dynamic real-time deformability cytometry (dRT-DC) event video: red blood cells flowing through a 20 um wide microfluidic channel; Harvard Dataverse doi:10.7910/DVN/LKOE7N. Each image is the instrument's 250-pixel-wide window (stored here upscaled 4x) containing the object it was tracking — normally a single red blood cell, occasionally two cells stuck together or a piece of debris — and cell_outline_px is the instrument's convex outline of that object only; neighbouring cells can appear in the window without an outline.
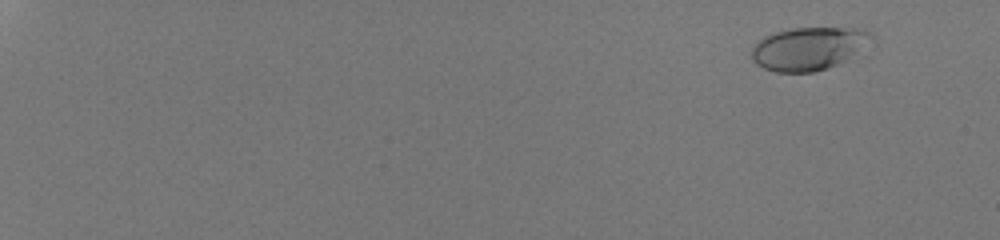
{"species": "human", "species_latin": "Homo sapiens", "temperature_condition": "room temperature", "stored_images_in_passage": 55, "camera_frame_rate_fps": 3000, "um_per_image_px": 0.085, "donor": {"sex": "male"}, "frame": {"image": 1, "passage_image": 6, "time_ms": 1.667, "image_size_px": [1000, 240], "cell_outline_px": [[876, 36], [836, 64], [828, 68], [812, 72], [776, 72], [764, 68], [756, 64], [752, 60], [752, 48], [764, 36], [776, 32], [792, 28], [864, 28], [872, 32]], "centroid_in_image_um": [68.68, 4.11], "position_along_channel_um": 16.3, "area_um2": 29.42}}
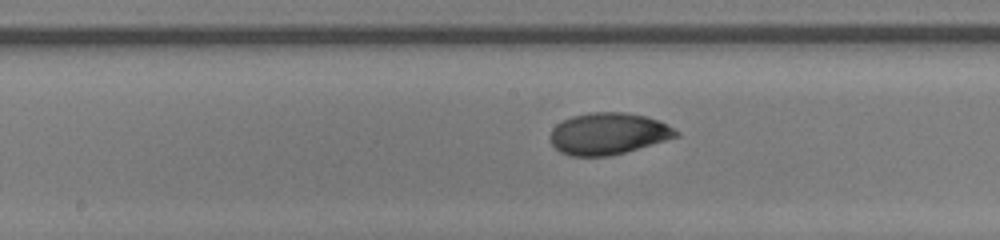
{"frame": {"image": 2, "passage_image": 35, "time_ms": 11.333, "image_size_px": [1000, 240], "cell_outline_px": [[680, 136], [624, 152], [608, 156], [572, 156], [560, 152], [552, 144], [548, 136], [552, 128], [556, 124], [572, 116], [592, 112], [624, 112], [644, 116], [660, 120], [680, 132]], "centroid_in_image_um": [51.69, 11.36], "position_along_channel_um": 196.5, "area_um2": 30.58}}
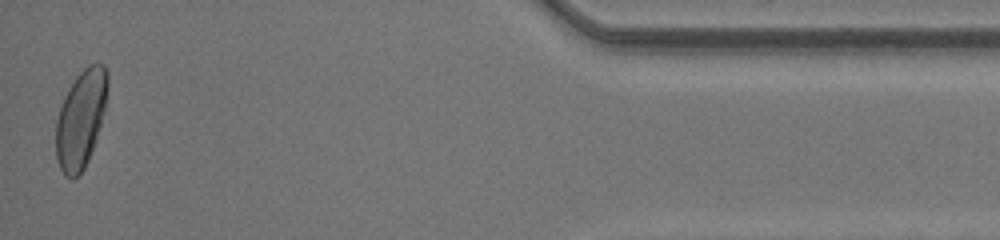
{"frame": {"image": 3, "passage_image": 55, "time_ms": 18.0, "image_size_px": [1000, 240], "cell_outline_px": [[108, 88], [104, 112], [96, 140], [88, 160], [84, 168], [72, 180], [64, 176], [56, 160], [56, 120], [64, 96], [68, 88], [76, 76], [88, 64], [104, 64], [108, 72]], "centroid_in_image_um": [6.87, 10.11], "position_along_channel_um": 428.3, "area_um2": 29.59}, "authors_computed_cell_mechanics": {"area_um2": 29.6514, "velocity_mm_per_s": 4.269, "shape_relaxation_time_tau1_ms": 3.167, "shape_relaxation_time_tau2_ms": null, "deformation_change_tau1": 0.1532, "deformation_change_tau2": null}}